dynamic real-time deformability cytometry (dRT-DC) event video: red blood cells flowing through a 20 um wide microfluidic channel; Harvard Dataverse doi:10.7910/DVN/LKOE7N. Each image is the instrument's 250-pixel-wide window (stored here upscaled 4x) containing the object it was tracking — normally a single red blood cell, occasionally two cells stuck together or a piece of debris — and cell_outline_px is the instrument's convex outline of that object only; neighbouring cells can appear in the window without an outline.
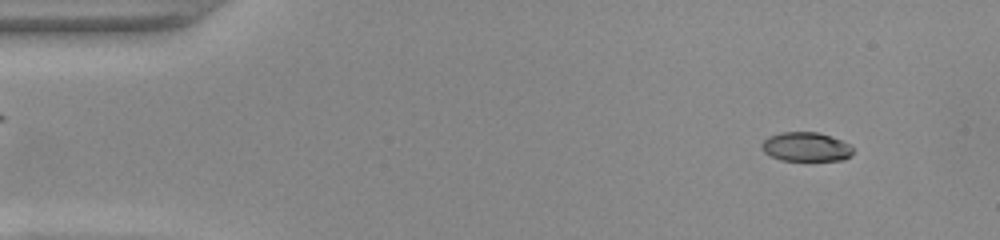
{"species": "common noctule bat (a hibernating species)", "species_latin": "Nyctalus noctula", "temperature_condition": "warm", "stored_images_in_passage": 52, "camera_frame_rate_fps": 3000, "um_per_image_px": 0.085, "animal": {"sex": "female", "body_mass_g": 22.0, "forearm_length_mm": 56.7}, "frame": {"image": 1, "passage_image": 5, "time_ms": 1.333, "image_size_px": [1000, 240], "cell_outline_px": [[852, 152], [844, 160], [780, 160], [764, 152], [760, 148], [760, 144], [768, 136], [780, 132], [816, 132], [840, 140], [848, 144], [852, 148]], "centroid_in_image_um": [68.44, 12.48], "position_along_channel_um": 16.6, "area_um2": 15.32}}
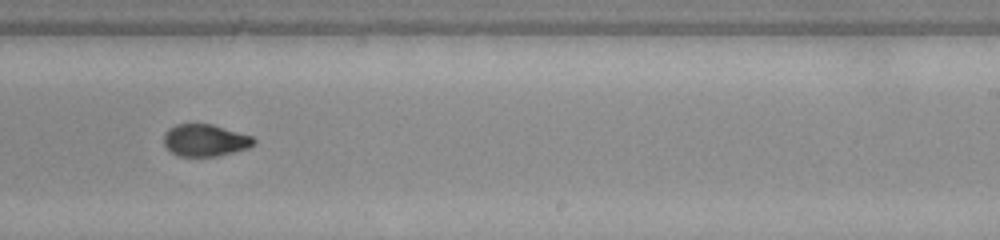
{"frame": {"image": 2, "passage_image": 32, "time_ms": 10.333, "image_size_px": [1000, 240], "cell_outline_px": [[256, 144], [248, 148], [216, 156], [176, 156], [164, 144], [164, 132], [168, 128], [176, 124], [212, 124], [252, 136], [256, 140]], "centroid_in_image_um": [17.43, 11.92], "position_along_channel_um": 271.6, "area_um2": 16.82}}
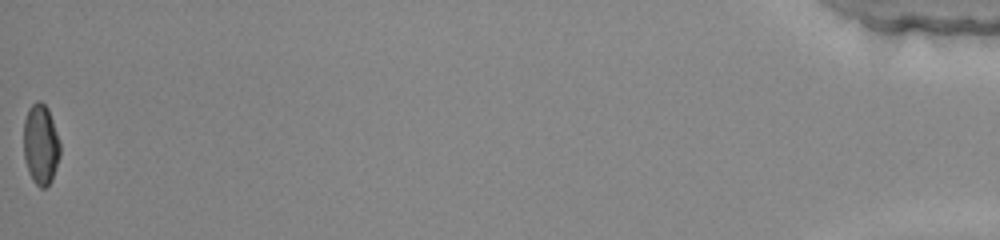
{"frame": {"image": 3, "passage_image": 52, "time_ms": 17.0, "image_size_px": [1000, 240], "cell_outline_px": [[60, 156], [52, 180], [44, 188], [40, 188], [32, 180], [28, 172], [24, 160], [24, 120], [28, 108], [36, 100], [40, 100], [48, 108], [60, 140]], "centroid_in_image_um": [3.46, 12.27], "position_along_channel_um": 431.7, "area_um2": 17.34}, "authors_computed_cell_mechanics": {"area_um2": 17.051, "velocity_mm_per_s": 3.9573, "shape_relaxation_time_tau1_ms": 3.9645, "shape_relaxation_time_tau2_ms": 2.0848, "deformation_change_tau1": 0.1927, "deformation_change_tau2": 0.0692}}